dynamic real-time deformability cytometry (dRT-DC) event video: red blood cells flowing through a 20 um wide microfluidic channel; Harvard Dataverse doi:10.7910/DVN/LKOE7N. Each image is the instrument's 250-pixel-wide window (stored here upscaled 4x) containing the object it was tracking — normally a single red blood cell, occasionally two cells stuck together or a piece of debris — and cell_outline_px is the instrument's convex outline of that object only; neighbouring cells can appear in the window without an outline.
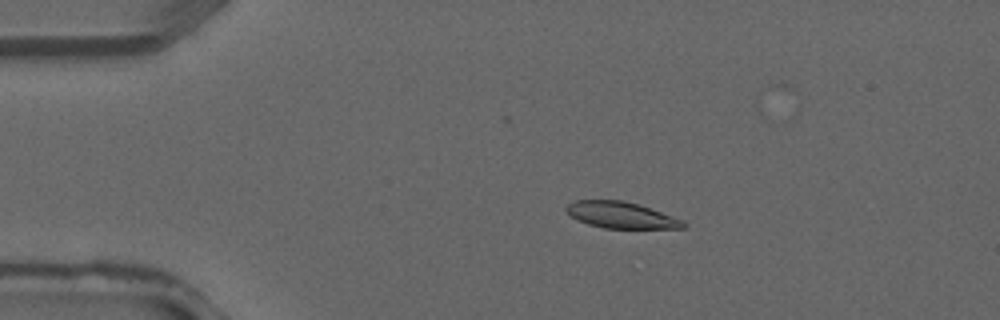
{"species": "common noctule bat (a hibernating species)", "species_latin": "Nyctalus noctula", "temperature_condition": "warm", "stored_images_in_passage": 3, "camera_frame_rate_fps": 3000, "um_per_image_px": 0.085, "animal": {"sex": "male", "forearm_length_mm": 52.5}, "frame": {"image": 1, "passage_image": 2, "time_ms": 0.333, "image_size_px": [1000, 320], "cell_outline_px": [[688, 224], [684, 228], [604, 228], [588, 224], [564, 212], [564, 208], [568, 204], [576, 200], [624, 200], [684, 220]], "centroid_in_image_um": [52.77, 18.28], "position_along_channel_um": 32.2, "area_um2": 17.8}}